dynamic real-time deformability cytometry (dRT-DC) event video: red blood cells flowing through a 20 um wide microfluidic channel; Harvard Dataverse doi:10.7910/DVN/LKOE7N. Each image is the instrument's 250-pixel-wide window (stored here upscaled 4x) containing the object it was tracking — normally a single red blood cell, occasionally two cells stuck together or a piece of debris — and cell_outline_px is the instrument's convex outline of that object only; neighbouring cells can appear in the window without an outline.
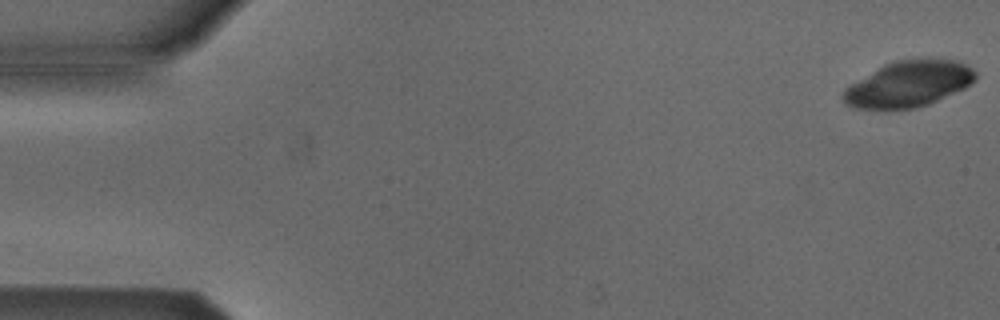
{"species": "Egyptian fruit bat (a non-hibernating species)", "species_latin": "Rousettus aegyptiacus", "temperature_condition": "cold", "stored_images_in_passage": 6, "camera_frame_rate_fps": 3000, "um_per_image_px": 0.085, "animal": {"sex": "male"}, "frame": {"image": 1, "passage_image": 1, "time_ms": 0.0, "image_size_px": [1000, 320], "cell_outline_px": [[976, 80], [964, 88], [928, 104], [912, 108], [856, 108], [848, 104], [844, 100], [844, 88], [884, 64], [892, 60], [924, 56], [956, 60], [972, 68], [976, 72]], "centroid_in_image_um": [77.28, 7.07], "position_along_channel_um": 7.7, "area_um2": 35.49}}